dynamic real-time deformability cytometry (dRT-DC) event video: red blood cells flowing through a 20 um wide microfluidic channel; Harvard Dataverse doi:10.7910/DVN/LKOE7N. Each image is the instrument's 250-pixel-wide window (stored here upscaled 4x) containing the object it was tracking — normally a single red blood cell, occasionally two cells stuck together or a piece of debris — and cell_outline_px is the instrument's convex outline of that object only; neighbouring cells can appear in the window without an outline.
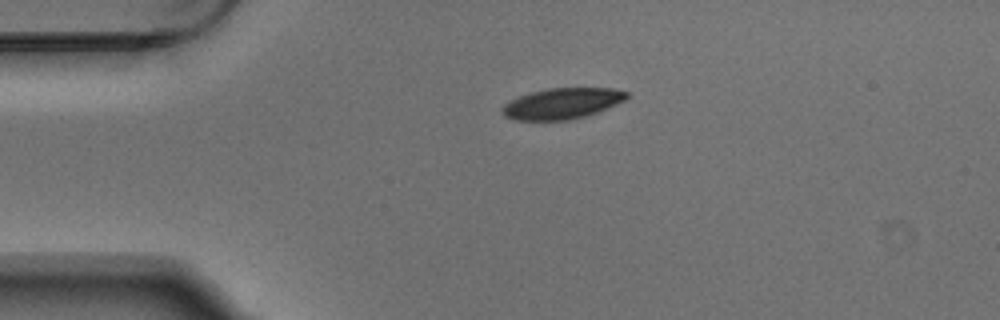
{"species": "Egyptian fruit bat (a non-hibernating species)", "species_latin": "Rousettus aegyptiacus", "temperature_condition": "warm", "stored_images_in_passage": 2, "camera_frame_rate_fps": 3000, "um_per_image_px": 0.085, "animal": {"sex": "male"}, "frame": {"image": 1, "passage_image": 1, "time_ms": 0.0, "image_size_px": [1000, 320], "cell_outline_px": [[628, 96], [624, 100], [616, 104], [596, 112], [584, 116], [568, 120], [516, 120], [504, 116], [504, 104], [520, 96], [532, 92], [548, 88], [612, 88], [628, 92]], "centroid_in_image_um": [47.8, 8.79], "position_along_channel_um": 37.2, "area_um2": 21.96}}